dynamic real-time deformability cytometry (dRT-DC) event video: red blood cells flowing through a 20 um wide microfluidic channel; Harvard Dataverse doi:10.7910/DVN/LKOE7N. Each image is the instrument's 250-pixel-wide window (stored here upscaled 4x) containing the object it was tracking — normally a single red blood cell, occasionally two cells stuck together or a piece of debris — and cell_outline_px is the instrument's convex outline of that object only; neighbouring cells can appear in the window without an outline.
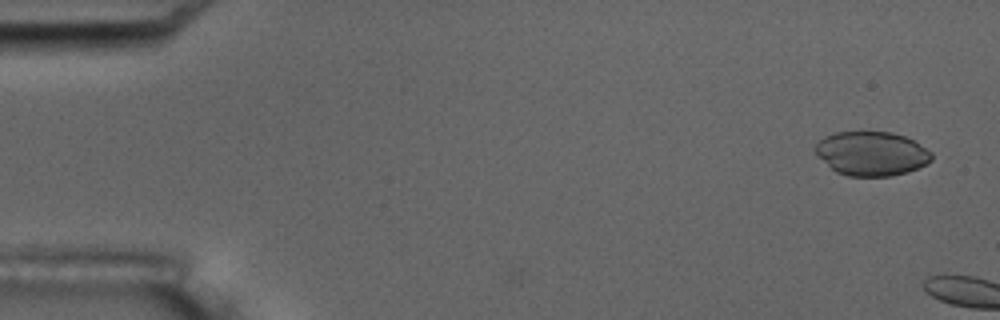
{"species": "common noctule bat (a hibernating species)", "species_latin": "Nyctalus noctula", "temperature_condition": "room temperature", "stored_images_in_passage": 2, "camera_frame_rate_fps": 3000, "um_per_image_px": 0.085, "animal": {"sex": "male", "body_mass_g": 17.5, "forearm_length_mm": 52.3}, "frame": {"image": 1, "passage_image": 1, "time_ms": 0.0, "image_size_px": [1000, 320], "cell_outline_px": [[932, 160], [928, 164], [908, 172], [892, 176], [848, 176], [836, 172], [816, 156], [816, 144], [824, 136], [836, 132], [892, 132], [904, 136], [912, 140], [932, 152]], "centroid_in_image_um": [74.09, 13.06], "position_along_channel_um": 10.9, "area_um2": 30.0}}